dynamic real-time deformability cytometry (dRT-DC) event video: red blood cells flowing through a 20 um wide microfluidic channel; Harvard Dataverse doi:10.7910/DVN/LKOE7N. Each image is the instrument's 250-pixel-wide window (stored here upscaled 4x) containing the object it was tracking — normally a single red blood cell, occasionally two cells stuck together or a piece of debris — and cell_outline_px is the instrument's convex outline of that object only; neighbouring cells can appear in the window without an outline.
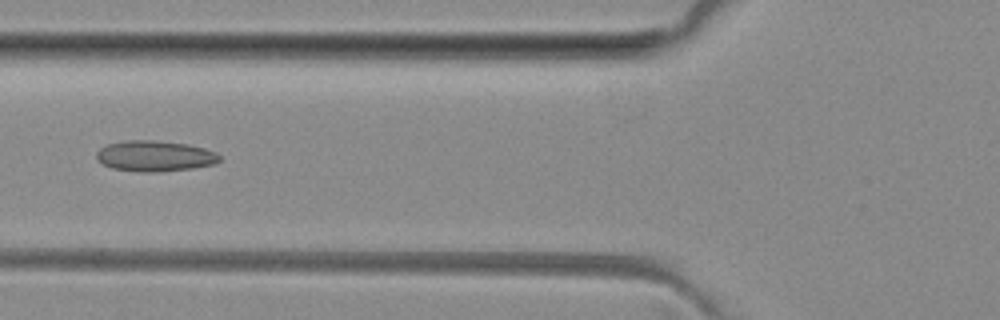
{"species": "common noctule bat (a hibernating species)", "species_latin": "Nyctalus noctula", "temperature_condition": "room temperature", "stored_images_in_passage": 6, "camera_frame_rate_fps": 3000, "um_per_image_px": 0.085, "animal": {"sex": "female", "body_mass_g": 29.2, "forearm_length_mm": 56.3}, "frame": {"image": 1, "passage_image": 5, "time_ms": 4.667, "image_size_px": [1000, 320], "cell_outline_px": [[220, 160], [216, 164], [196, 168], [156, 172], [136, 172], [112, 168], [96, 160], [96, 152], [100, 148], [108, 144], [124, 140], [152, 140], [188, 144], [204, 148], [216, 152], [220, 156]], "centroid_in_image_um": [13.17, 13.27], "position_along_channel_um": 112.6, "area_um2": 22.31}}
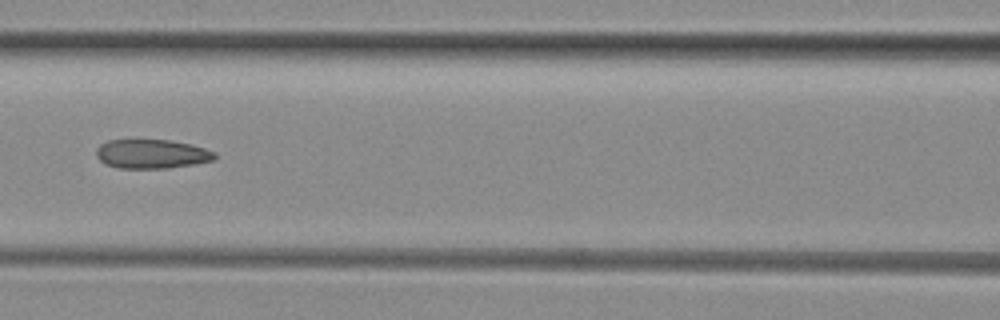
{"frame": {"image": 2, "passage_image": 6, "time_ms": 5.667, "image_size_px": [1000, 320], "cell_outline_px": [[216, 156], [212, 160], [192, 164], [168, 168], [116, 168], [104, 164], [96, 156], [96, 148], [100, 144], [108, 140], [168, 140], [188, 144], [204, 148], [216, 152]], "centroid_in_image_um": [12.84, 13.09], "position_along_channel_um": 153.8, "area_um2": 20.0}}